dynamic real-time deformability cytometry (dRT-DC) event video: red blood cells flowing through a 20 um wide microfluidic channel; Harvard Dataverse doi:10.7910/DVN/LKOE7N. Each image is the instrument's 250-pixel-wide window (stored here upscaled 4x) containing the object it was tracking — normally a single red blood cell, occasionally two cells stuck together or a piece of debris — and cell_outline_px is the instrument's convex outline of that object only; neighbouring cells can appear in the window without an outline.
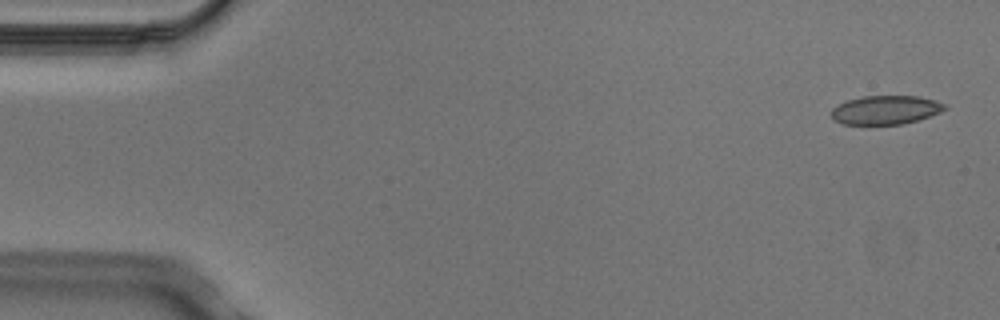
{"species": "Egyptian fruit bat (a non-hibernating species)", "species_latin": "Rousettus aegyptiacus", "temperature_condition": "cold", "stored_images_in_passage": 4, "camera_frame_rate_fps": 3000, "um_per_image_px": 0.085, "animal": {"sex": "male"}, "frame": {"image": 1, "passage_image": 1, "time_ms": 0.0, "image_size_px": [1000, 320], "cell_outline_px": [[948, 108], [940, 112], [904, 124], [840, 124], [832, 116], [832, 108], [836, 104], [848, 100], [864, 96], [920, 96], [936, 100], [944, 104]], "centroid_in_image_um": [75.28, 9.33], "position_along_channel_um": 9.7, "area_um2": 18.96}}
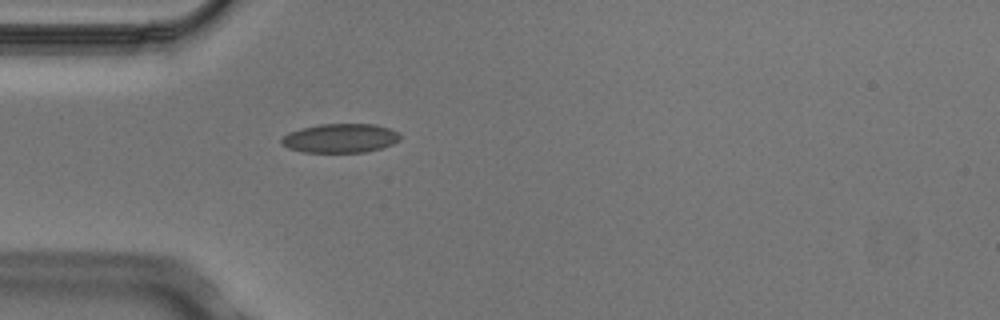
{"frame": {"image": 2, "passage_image": 4, "time_ms": 1.0, "image_size_px": [1000, 320], "cell_outline_px": [[400, 140], [392, 144], [380, 148], [364, 152], [300, 152], [288, 148], [280, 144], [280, 140], [288, 132], [300, 128], [320, 124], [376, 124], [400, 132]], "centroid_in_image_um": [28.9, 11.74], "position_along_channel_um": 56.1, "area_um2": 20.23}}